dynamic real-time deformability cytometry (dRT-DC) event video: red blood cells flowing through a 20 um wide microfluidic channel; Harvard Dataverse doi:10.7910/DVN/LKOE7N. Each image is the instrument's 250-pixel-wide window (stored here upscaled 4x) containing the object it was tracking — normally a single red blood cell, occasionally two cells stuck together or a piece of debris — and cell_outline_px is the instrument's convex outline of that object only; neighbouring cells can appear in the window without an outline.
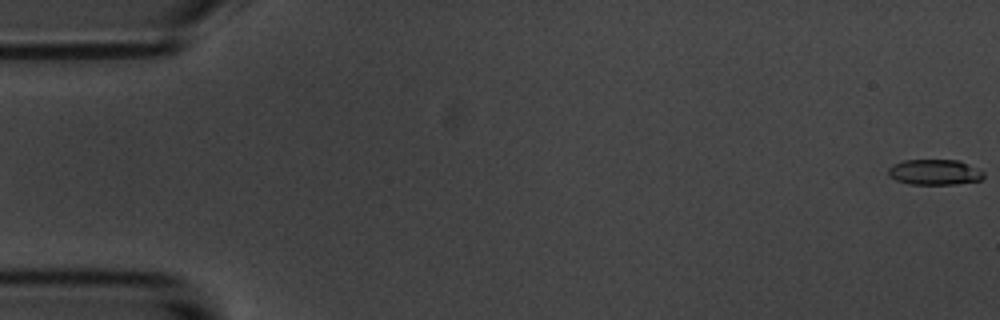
{"species": "common noctule bat (a hibernating species)", "species_latin": "Nyctalus noctula", "temperature_condition": "room temperature", "stored_images_in_passage": 57, "camera_frame_rate_fps": 3000, "um_per_image_px": 0.085, "animal": {"sex": "male", "body_mass_g": 20.1, "forearm_length_mm": 53.5}, "frame": {"image": 1, "passage_image": 1, "time_ms": 0.0, "image_size_px": [1000, 320], "cell_outline_px": [[984, 176], [980, 180], [956, 184], [908, 184], [896, 180], [888, 176], [888, 168], [892, 164], [904, 160], [960, 160], [984, 172]], "centroid_in_image_um": [79.41, 14.63], "position_along_channel_um": 5.6, "area_um2": 14.22}}
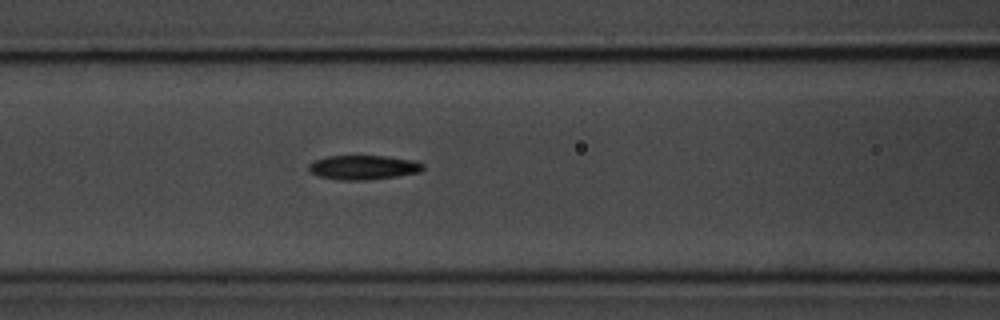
{"frame": {"image": 2, "passage_image": 24, "time_ms": 7.667, "image_size_px": [1000, 320], "cell_outline_px": [[424, 168], [420, 172], [396, 176], [368, 180], [340, 180], [320, 176], [312, 172], [308, 168], [308, 164], [312, 160], [328, 156], [388, 156], [416, 160], [424, 164]], "centroid_in_image_um": [30.91, 14.22], "position_along_channel_um": 135.7, "area_um2": 16.3}}
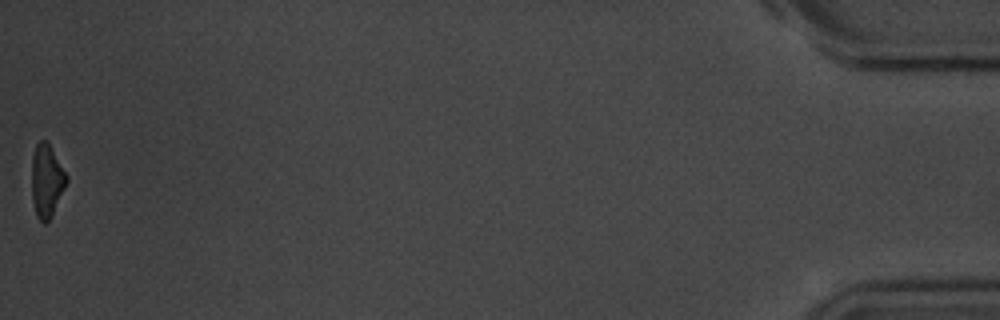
{"frame": {"image": 3, "passage_image": 57, "time_ms": 18.667, "image_size_px": [1000, 320], "cell_outline_px": [[68, 180], [52, 216], [44, 224], [36, 216], [32, 200], [32, 156], [36, 144], [40, 140], [48, 140], [68, 176]], "centroid_in_image_um": [3.97, 15.34], "position_along_channel_um": 431.2, "area_um2": 14.97}, "authors_computed_cell_mechanics": {"area_um2": 15.606, "velocity_mm_per_s": 3.5821, "shape_relaxation_time_tau1_ms": 3.3642, "shape_relaxation_time_tau2_ms": 3.0268, "deformation_change_tau1": 0.1512, "deformation_change_tau2": 0.114}}